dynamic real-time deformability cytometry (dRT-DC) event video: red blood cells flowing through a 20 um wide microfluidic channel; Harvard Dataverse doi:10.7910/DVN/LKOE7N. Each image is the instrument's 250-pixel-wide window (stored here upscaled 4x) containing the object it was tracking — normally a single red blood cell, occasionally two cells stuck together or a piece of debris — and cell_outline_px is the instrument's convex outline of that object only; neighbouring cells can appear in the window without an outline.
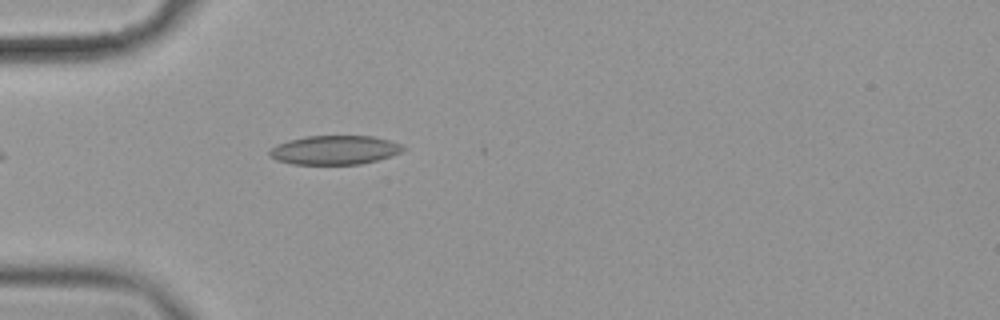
{"species": "common noctule bat (a hibernating species)", "species_latin": "Nyctalus noctula", "temperature_condition": "cold", "stored_images_in_passage": 1, "camera_frame_rate_fps": 3000, "um_per_image_px": 0.085, "animal": {"sex": "female", "body_mass_g": 19.9}, "frame": {"image": 1, "passage_image": 1, "time_ms": 0.0, "image_size_px": [1000, 320], "cell_outline_px": [[404, 148], [400, 152], [392, 156], [360, 164], [292, 164], [276, 160], [268, 156], [268, 152], [276, 144], [288, 140], [304, 136], [372, 136], [388, 140], [400, 144]], "centroid_in_image_um": [28.39, 12.75], "position_along_channel_um": 56.6, "area_um2": 22.54}}